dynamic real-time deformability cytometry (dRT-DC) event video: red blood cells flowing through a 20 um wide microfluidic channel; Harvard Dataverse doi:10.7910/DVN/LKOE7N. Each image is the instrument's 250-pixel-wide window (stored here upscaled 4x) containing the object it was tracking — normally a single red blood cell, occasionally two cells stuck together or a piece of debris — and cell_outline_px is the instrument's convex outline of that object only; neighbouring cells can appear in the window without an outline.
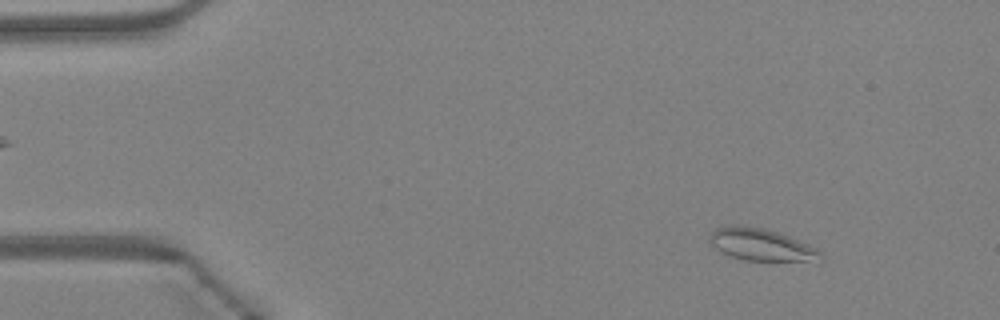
{"species": "Egyptian fruit bat (a non-hibernating species)", "species_latin": "Rousettus aegyptiacus", "temperature_condition": "warm", "stored_images_in_passage": 47, "camera_frame_rate_fps": 3000, "um_per_image_px": 0.085, "animal": {"sex": "female"}, "frame": {"image": 1, "passage_image": 5, "time_ms": 1.333, "image_size_px": [1000, 320], "cell_outline_px": [[824, 260], [744, 260], [728, 256], [720, 252], [708, 240], [708, 236], [716, 228], [724, 224], [744, 224], [768, 228], [788, 236], [816, 248], [824, 256]], "centroid_in_image_um": [64.62, 20.76], "position_along_channel_um": 20.4, "area_um2": 21.04}}
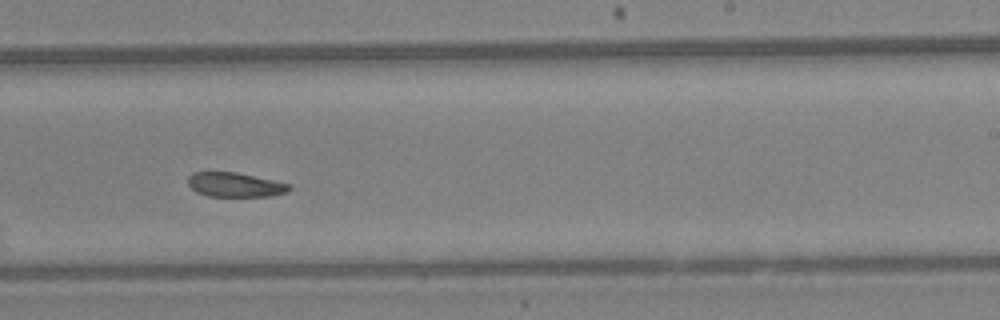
{"frame": {"image": 2, "passage_image": 29, "time_ms": 9.333, "image_size_px": [1000, 320], "cell_outline_px": [[292, 188], [284, 192], [272, 196], [208, 196], [196, 192], [188, 184], [188, 176], [192, 172], [236, 172], [292, 184]], "centroid_in_image_um": [19.97, 15.7], "position_along_channel_um": 269.0, "area_um2": 14.39}}
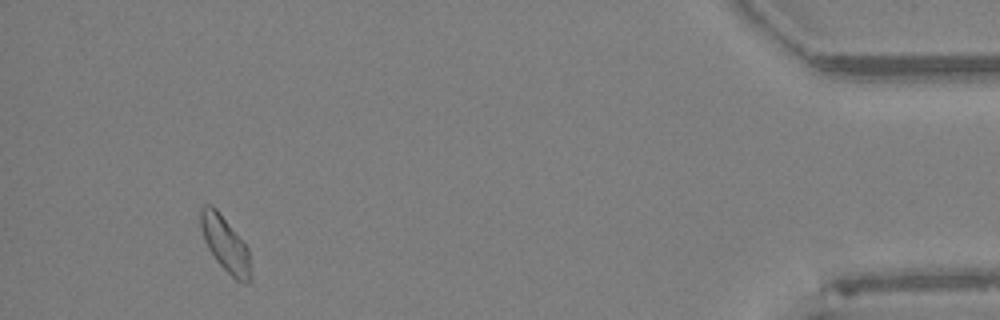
{"frame": {"image": 3, "passage_image": 44, "time_ms": 14.333, "image_size_px": [1000, 320], "cell_outline_px": [[252, 280], [248, 284], [244, 284], [236, 280], [216, 260], [208, 248], [204, 240], [200, 228], [200, 208], [204, 204], [212, 204], [216, 208], [248, 248], [252, 276]], "centroid_in_image_um": [19.15, 20.76], "position_along_channel_um": 416.1, "area_um2": 16.18}, "authors_computed_cell_mechanics": {"area_um2": 16.184, "velocity_mm_per_s": 4.2943, "shape_relaxation_time_tau1_ms": null, "shape_relaxation_time_tau2_ms": 6.4891, "deformation_change_tau1": null, "deformation_change_tau2": 0.0998}}